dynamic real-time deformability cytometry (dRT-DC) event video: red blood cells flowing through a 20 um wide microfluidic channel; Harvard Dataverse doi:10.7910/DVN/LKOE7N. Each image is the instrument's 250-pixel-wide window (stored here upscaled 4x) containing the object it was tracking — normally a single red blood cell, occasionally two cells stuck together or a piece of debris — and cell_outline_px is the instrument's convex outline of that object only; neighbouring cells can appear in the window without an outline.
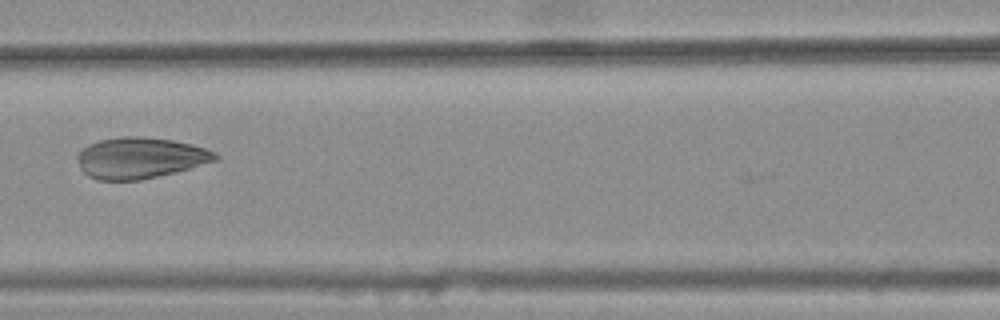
{"species": "common noctule bat (a hibernating species)", "species_latin": "Nyctalus noctula", "temperature_condition": "warm", "stored_images_in_passage": 6, "camera_frame_rate_fps": 3000, "um_per_image_px": 0.085, "animal": {"sex": "female", "body_mass_g": 25.1}, "frame": {"image": 1, "passage_image": 6, "time_ms": 1.667, "image_size_px": [1000, 320], "cell_outline_px": [[220, 156], [216, 160], [188, 168], [140, 180], [100, 180], [88, 176], [80, 168], [76, 156], [88, 144], [100, 140], [120, 136], [140, 136], [172, 140], [192, 144], [216, 152]], "centroid_in_image_um": [11.88, 13.41], "position_along_channel_um": 154.7, "area_um2": 32.71}}